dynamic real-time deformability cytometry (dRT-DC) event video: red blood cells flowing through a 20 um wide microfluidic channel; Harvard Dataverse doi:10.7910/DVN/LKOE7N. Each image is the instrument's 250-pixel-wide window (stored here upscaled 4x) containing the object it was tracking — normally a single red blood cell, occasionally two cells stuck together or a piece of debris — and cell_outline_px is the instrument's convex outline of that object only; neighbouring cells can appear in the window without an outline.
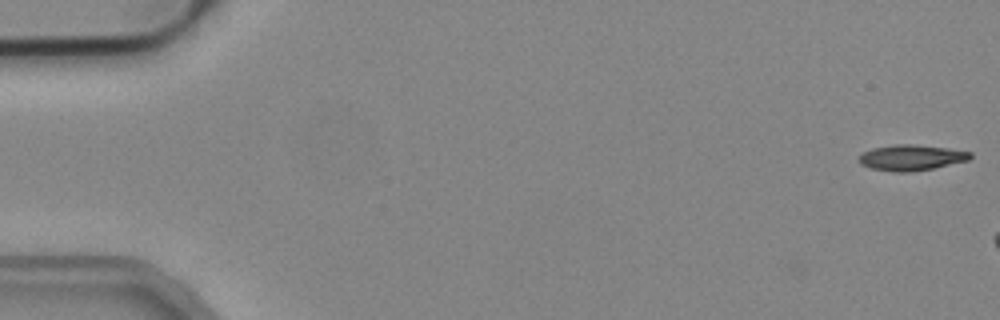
{"species": "common noctule bat (a hibernating species)", "species_latin": "Nyctalus noctula", "temperature_condition": "cold", "stored_images_in_passage": 6, "camera_frame_rate_fps": 3000, "um_per_image_px": 0.085, "animal": {"sex": "male", "body_mass_g": 19.2, "forearm_length_mm": 51.8}, "frame": {"image": 1, "passage_image": 1, "time_ms": 0.0, "image_size_px": [1000, 320], "cell_outline_px": [[972, 156], [968, 160], [932, 168], [912, 172], [892, 172], [872, 168], [860, 164], [856, 160], [856, 156], [860, 152], [872, 148], [892, 144], [912, 144], [948, 148], [972, 152]], "centroid_in_image_um": [77.37, 13.39], "position_along_channel_um": 7.6, "area_um2": 16.94}}